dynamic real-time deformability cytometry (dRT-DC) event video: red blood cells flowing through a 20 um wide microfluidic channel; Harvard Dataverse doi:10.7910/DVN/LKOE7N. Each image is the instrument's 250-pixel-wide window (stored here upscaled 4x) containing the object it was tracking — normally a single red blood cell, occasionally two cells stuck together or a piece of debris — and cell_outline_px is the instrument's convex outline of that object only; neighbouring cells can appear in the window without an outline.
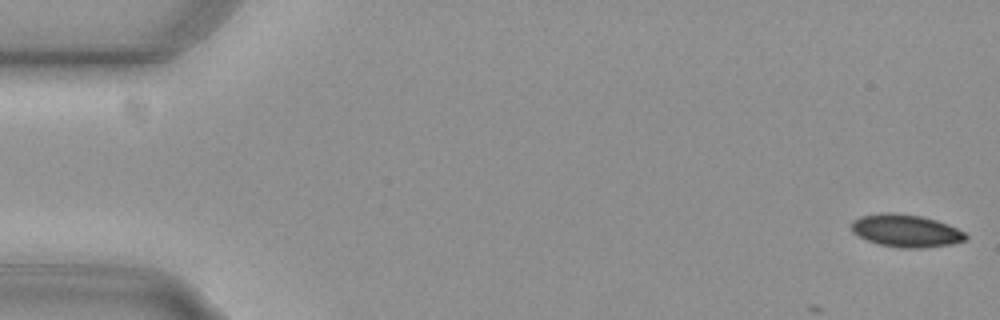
{"species": "common noctule bat (a hibernating species)", "species_latin": "Nyctalus noctula", "temperature_condition": "cold", "stored_images_in_passage": 4, "camera_frame_rate_fps": 3000, "um_per_image_px": 0.085, "animal": {"sex": "female", "body_mass_g": 29.2, "forearm_length_mm": 56.3}, "frame": {"image": 1, "passage_image": 1, "time_ms": 0.0, "image_size_px": [1000, 320], "cell_outline_px": [[968, 236], [964, 240], [952, 244], [924, 248], [900, 248], [880, 244], [868, 240], [852, 232], [852, 220], [860, 216], [888, 212], [892, 212], [920, 216], [936, 220], [948, 224], [964, 232]], "centroid_in_image_um": [77.01, 19.61], "position_along_channel_um": 8.0, "area_um2": 21.56}}